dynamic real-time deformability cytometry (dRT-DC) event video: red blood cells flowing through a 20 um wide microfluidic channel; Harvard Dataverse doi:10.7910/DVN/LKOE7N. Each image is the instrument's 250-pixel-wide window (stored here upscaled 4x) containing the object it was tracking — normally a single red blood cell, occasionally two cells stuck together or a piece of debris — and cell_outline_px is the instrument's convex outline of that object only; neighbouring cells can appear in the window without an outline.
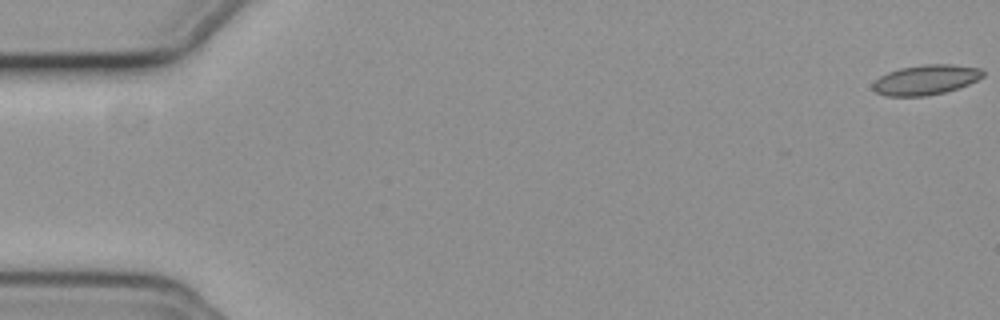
{"species": "common noctule bat (a hibernating species)", "species_latin": "Nyctalus noctula", "temperature_condition": "cold", "stored_images_in_passage": 5, "camera_frame_rate_fps": 3000, "um_per_image_px": 0.085, "animal": {"sex": "female", "body_mass_g": 19.3, "forearm_length_mm": 54.1}, "frame": {"image": 1, "passage_image": 1, "time_ms": 0.0, "image_size_px": [1000, 320], "cell_outline_px": [[984, 76], [968, 84], [944, 92], [924, 96], [888, 96], [876, 92], [872, 88], [872, 84], [880, 76], [888, 72], [900, 68], [924, 64], [948, 64], [980, 68], [984, 72]], "centroid_in_image_um": [78.67, 6.78], "position_along_channel_um": 6.3, "area_um2": 19.02}}